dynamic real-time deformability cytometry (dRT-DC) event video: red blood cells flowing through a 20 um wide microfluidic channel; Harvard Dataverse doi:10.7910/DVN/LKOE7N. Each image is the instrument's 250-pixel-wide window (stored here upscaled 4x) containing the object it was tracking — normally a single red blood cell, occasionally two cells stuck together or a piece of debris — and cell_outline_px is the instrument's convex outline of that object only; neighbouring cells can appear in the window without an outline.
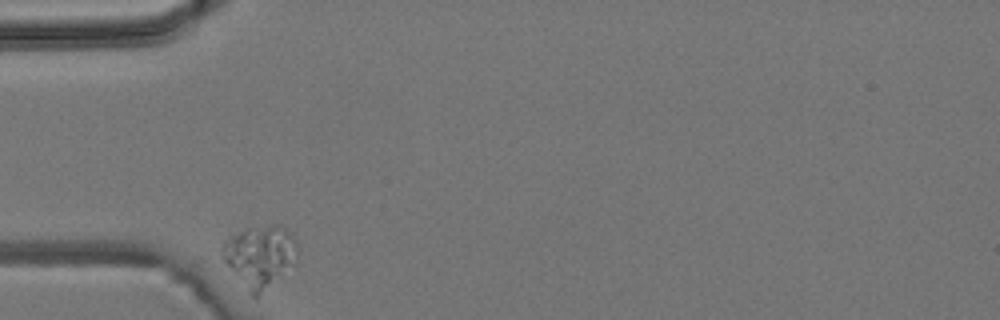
{"species": "common noctule bat (a hibernating species)", "species_latin": "Nyctalus noctula", "temperature_condition": "room temperature", "stored_images_in_passage": 2, "camera_frame_rate_fps": 3000, "um_per_image_px": 0.085, "animal": {"sex": "male", "body_mass_g": 19.2, "forearm_length_mm": 51.8}, "frame": {"image": 1, "passage_image": 1, "time_ms": 0.0, "image_size_px": [1000, 320], "cell_outline_px": [[296, 264], [256, 296], [252, 296], [248, 292], [220, 256], [220, 248], [228, 236], [244, 228], [284, 228], [292, 232], [296, 240]], "centroid_in_image_um": [22.05, 21.78], "position_along_channel_um": 62.9, "area_um2": 26.59}}